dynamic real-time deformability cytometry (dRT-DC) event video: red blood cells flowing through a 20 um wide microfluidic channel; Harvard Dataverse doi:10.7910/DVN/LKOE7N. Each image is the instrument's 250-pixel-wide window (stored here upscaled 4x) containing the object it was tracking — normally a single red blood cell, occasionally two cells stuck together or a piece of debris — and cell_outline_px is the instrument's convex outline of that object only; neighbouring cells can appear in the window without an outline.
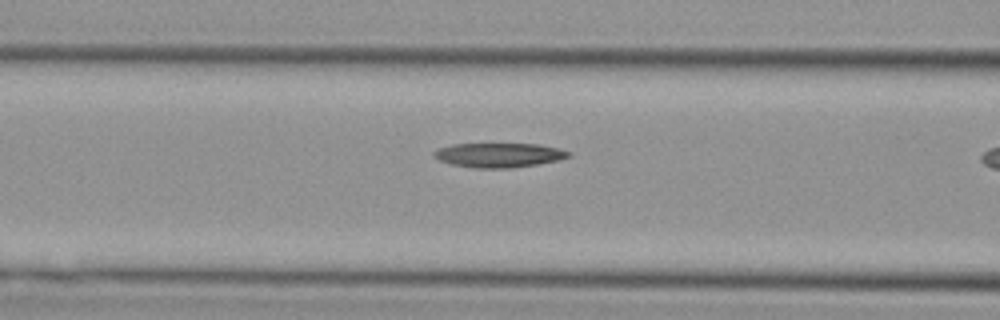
{"species": "Egyptian fruit bat (a non-hibernating species)", "species_latin": "Rousettus aegyptiacus", "temperature_condition": "cold", "stored_images_in_passage": 7, "camera_frame_rate_fps": 3000, "um_per_image_px": 0.085, "animal": {"sex": "female"}, "frame": {"image": 1, "passage_image": 6, "time_ms": 1.667, "image_size_px": [1000, 320], "cell_outline_px": [[572, 156], [560, 160], [540, 164], [512, 168], [472, 168], [452, 164], [440, 160], [432, 156], [432, 152], [440, 148], [452, 144], [540, 144], [560, 148], [572, 152]], "centroid_in_image_um": [42.47, 13.19], "position_along_channel_um": 124.1, "area_um2": 19.42}}